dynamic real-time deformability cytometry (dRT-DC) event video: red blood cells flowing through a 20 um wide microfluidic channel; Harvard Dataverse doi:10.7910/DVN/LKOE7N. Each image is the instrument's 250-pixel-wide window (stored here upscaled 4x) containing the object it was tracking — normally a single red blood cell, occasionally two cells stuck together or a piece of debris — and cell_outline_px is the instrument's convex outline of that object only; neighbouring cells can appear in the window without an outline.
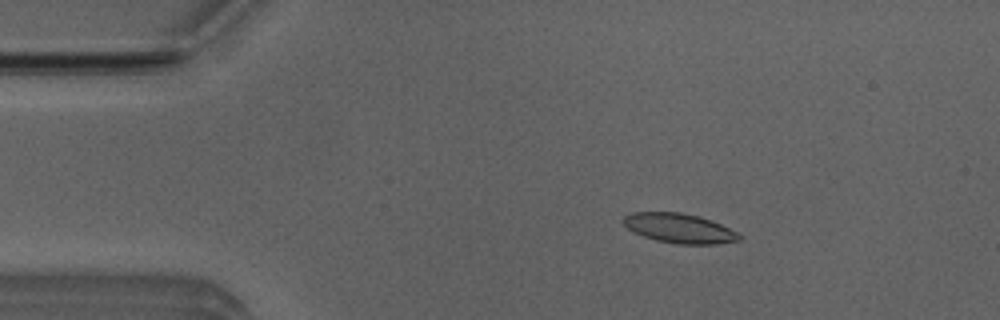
{"species": "Egyptian fruit bat (a non-hibernating species)", "species_latin": "Rousettus aegyptiacus", "temperature_condition": "room temperature", "stored_images_in_passage": 8, "camera_frame_rate_fps": 3000, "um_per_image_px": 0.085, "animal": {"sex": "male"}, "frame": {"image": 1, "passage_image": 2, "time_ms": 0.333, "image_size_px": [1000, 320], "cell_outline_px": [[740, 240], [716, 244], [680, 244], [656, 240], [632, 232], [620, 220], [624, 216], [632, 212], [680, 212], [696, 216], [720, 224], [736, 232], [740, 236]], "centroid_in_image_um": [57.67, 19.4], "position_along_channel_um": 27.3, "area_um2": 19.71}}
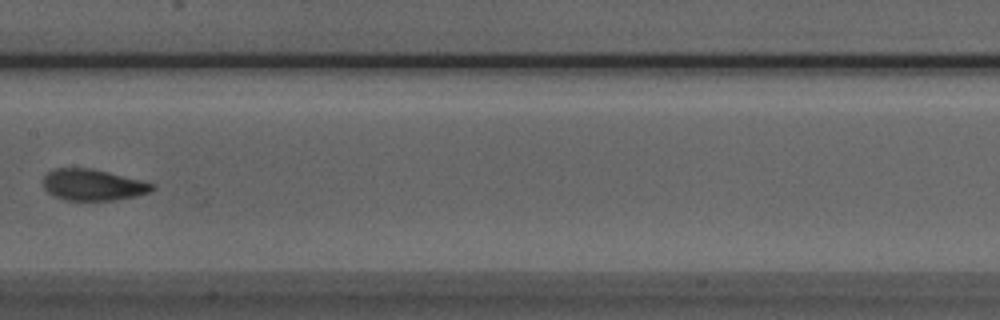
{"frame": {"image": 2, "passage_image": 7, "time_ms": 2.0, "image_size_px": [1000, 320], "cell_outline_px": [[156, 188], [148, 192], [136, 196], [112, 200], [64, 200], [52, 196], [44, 188], [44, 176], [52, 168], [92, 168], [156, 184]], "centroid_in_image_um": [7.88, 15.71], "position_along_channel_um": 199.5, "area_um2": 19.88}}
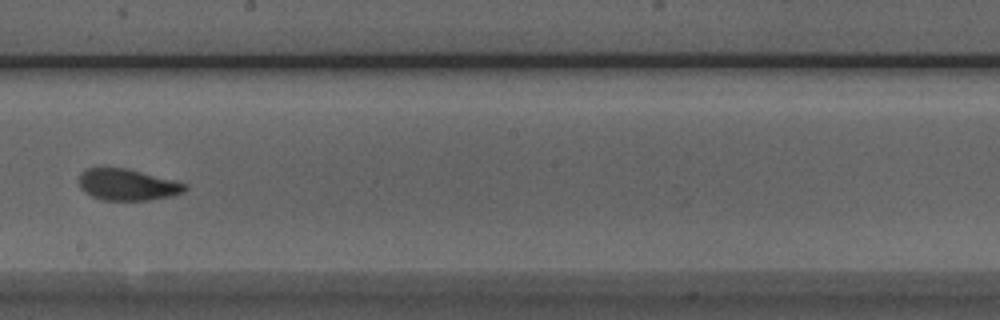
{"frame": {"image": 3, "passage_image": 8, "time_ms": 2.333, "image_size_px": [1000, 320], "cell_outline_px": [[188, 188], [184, 192], [172, 196], [148, 200], [104, 200], [92, 196], [84, 192], [80, 188], [80, 172], [88, 168], [124, 168], [176, 180], [188, 184]], "centroid_in_image_um": [10.87, 15.7], "position_along_channel_um": 237.3, "area_um2": 19.42}}